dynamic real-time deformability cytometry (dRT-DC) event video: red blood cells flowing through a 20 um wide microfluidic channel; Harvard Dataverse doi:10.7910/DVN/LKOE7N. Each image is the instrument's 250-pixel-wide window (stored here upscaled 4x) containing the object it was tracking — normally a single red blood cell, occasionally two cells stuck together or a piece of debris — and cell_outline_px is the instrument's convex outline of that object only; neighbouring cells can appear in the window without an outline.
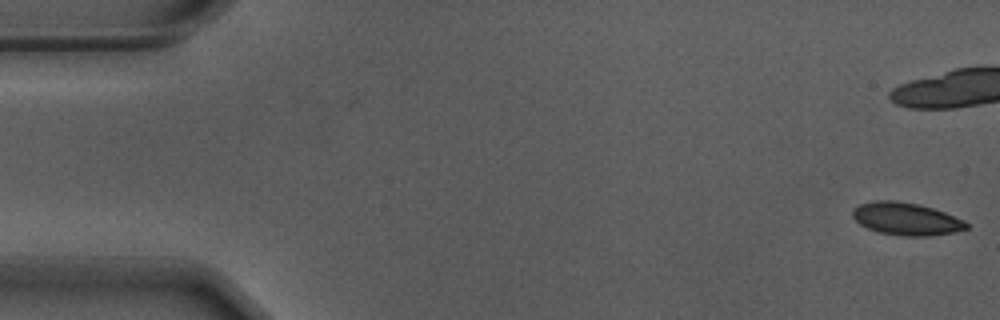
{"species": "Egyptian fruit bat (a non-hibernating species)", "species_latin": "Rousettus aegyptiacus", "temperature_condition": "warm", "stored_images_in_passage": 2, "camera_frame_rate_fps": 3000, "um_per_image_px": 0.085, "animal": {"sex": "male"}, "frame": {"image": 1, "passage_image": 2, "time_ms": 0.333, "image_size_px": [1000, 320], "cell_outline_px": [[968, 228], [956, 232], [928, 236], [904, 236], [880, 232], [868, 228], [860, 224], [852, 216], [852, 208], [860, 204], [876, 200], [896, 200], [920, 204], [944, 212], [964, 220], [968, 224]], "centroid_in_image_um": [77.03, 18.59], "position_along_channel_um": 8.0, "area_um2": 21.62}}